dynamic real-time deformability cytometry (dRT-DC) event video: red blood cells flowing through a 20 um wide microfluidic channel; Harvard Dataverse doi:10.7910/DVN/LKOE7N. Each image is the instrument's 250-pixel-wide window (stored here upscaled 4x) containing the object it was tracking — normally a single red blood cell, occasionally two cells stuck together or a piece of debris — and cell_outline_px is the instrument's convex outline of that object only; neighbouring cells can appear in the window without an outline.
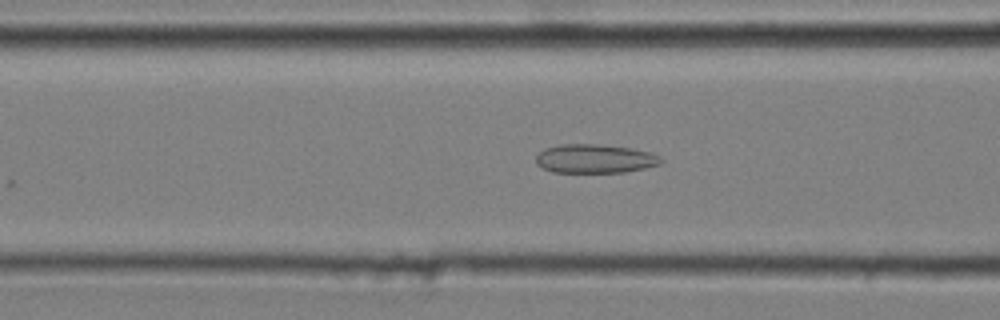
{"species": "common noctule bat (a hibernating species)", "species_latin": "Nyctalus noctula", "temperature_condition": "cold", "stored_images_in_passage": 24, "camera_frame_rate_fps": 3000, "um_per_image_px": 0.085, "animal": {"sex": "male", "body_mass_g": 20.4}, "frame": {"image": 1, "passage_image": 5, "time_ms": 1.333, "image_size_px": [1000, 320], "cell_outline_px": [[664, 160], [660, 164], [644, 168], [624, 172], [552, 172], [536, 164], [536, 156], [544, 148], [560, 144], [596, 144], [632, 148], [652, 152], [660, 156]], "centroid_in_image_um": [50.58, 13.48], "position_along_channel_um": 116.0, "area_um2": 21.1}}
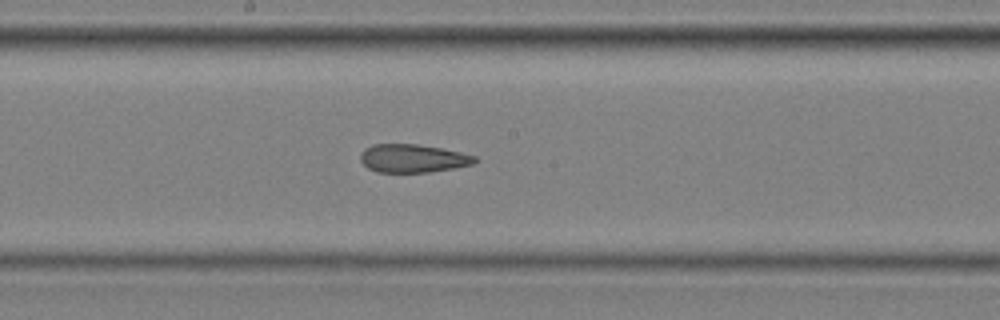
{"frame": {"image": 2, "passage_image": 13, "time_ms": 4.0, "image_size_px": [1000, 320], "cell_outline_px": [[476, 160], [472, 164], [452, 168], [428, 172], [376, 172], [368, 168], [360, 160], [360, 152], [364, 148], [372, 144], [416, 144], [444, 148], [476, 156]], "centroid_in_image_um": [35.05, 13.45], "position_along_channel_um": 213.2, "area_um2": 18.84}}
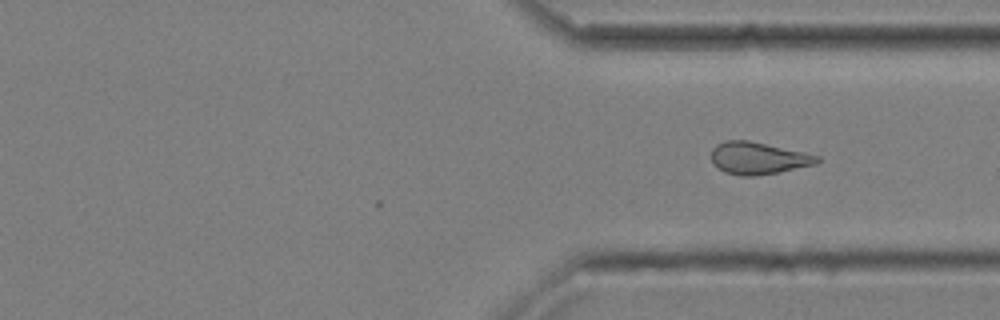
{"frame": {"image": 3, "passage_image": 24, "time_ms": 7.667, "image_size_px": [1000, 320], "cell_outline_px": [[820, 160], [816, 164], [776, 172], [752, 176], [740, 176], [724, 172], [712, 160], [712, 148], [716, 144], [724, 140], [748, 140], [804, 152], [820, 156]], "centroid_in_image_um": [64.44, 13.43], "position_along_channel_um": 347.0, "area_um2": 19.59}}